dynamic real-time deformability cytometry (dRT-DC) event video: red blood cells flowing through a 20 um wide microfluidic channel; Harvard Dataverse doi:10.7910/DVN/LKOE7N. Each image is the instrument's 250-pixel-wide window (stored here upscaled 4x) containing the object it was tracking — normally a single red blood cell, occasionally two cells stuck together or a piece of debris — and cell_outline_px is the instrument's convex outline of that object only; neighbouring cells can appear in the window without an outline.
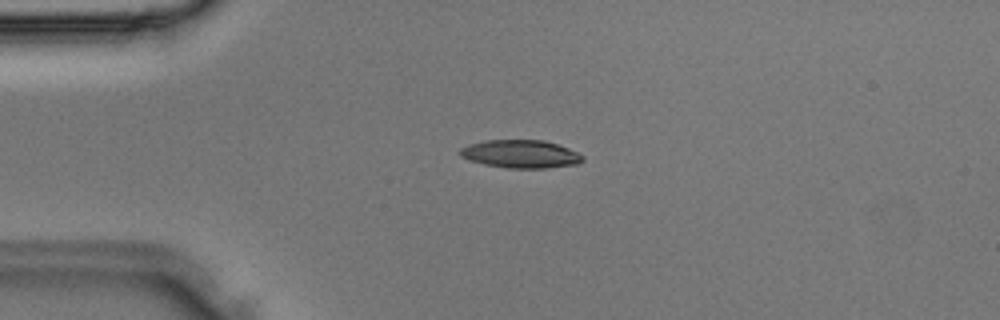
{"species": "Egyptian fruit bat (a non-hibernating species)", "species_latin": "Rousettus aegyptiacus", "temperature_condition": "room temperature", "stored_images_in_passage": 32, "camera_frame_rate_fps": 3000, "um_per_image_px": 0.085, "animal": {"sex": "male"}, "frame": {"image": 1, "passage_image": 4, "time_ms": 1.0, "image_size_px": [1000, 320], "cell_outline_px": [[584, 160], [576, 164], [548, 168], [508, 168], [484, 164], [468, 160], [460, 156], [456, 152], [460, 148], [468, 144], [484, 140], [544, 140], [568, 148], [584, 156]], "centroid_in_image_um": [44.2, 13.09], "position_along_channel_um": 40.8, "area_um2": 20.17}}
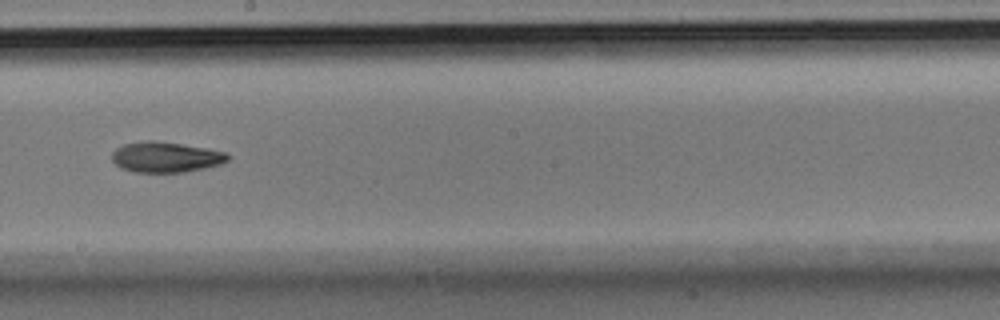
{"frame": {"image": 2, "passage_image": 16, "time_ms": 5.0, "image_size_px": [1000, 320], "cell_outline_px": [[232, 156], [228, 160], [220, 164], [204, 168], [184, 172], [136, 172], [120, 168], [112, 160], [112, 152], [116, 148], [124, 144], [148, 140], [156, 140], [208, 148], [228, 152]], "centroid_in_image_um": [14.12, 13.34], "position_along_channel_um": 234.1, "area_um2": 20.75}}
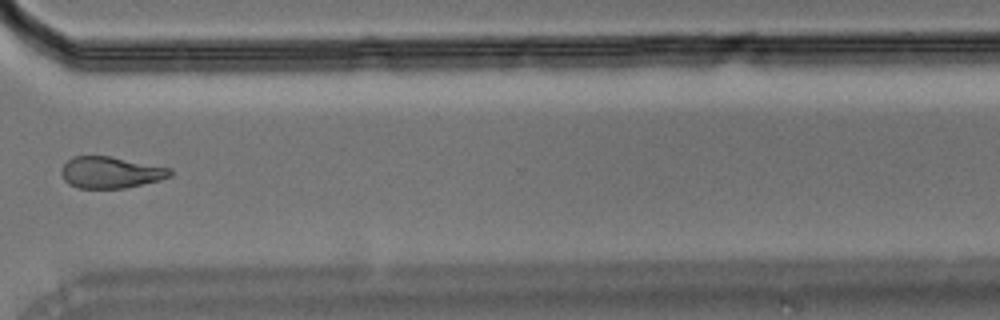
{"frame": {"image": 3, "passage_image": 23, "time_ms": 7.333, "image_size_px": [1000, 320], "cell_outline_px": [[172, 176], [160, 180], [124, 188], [80, 188], [68, 184], [64, 180], [60, 172], [60, 168], [72, 156], [108, 156], [172, 168]], "centroid_in_image_um": [9.39, 14.65], "position_along_channel_um": 361.2, "area_um2": 20.0}}